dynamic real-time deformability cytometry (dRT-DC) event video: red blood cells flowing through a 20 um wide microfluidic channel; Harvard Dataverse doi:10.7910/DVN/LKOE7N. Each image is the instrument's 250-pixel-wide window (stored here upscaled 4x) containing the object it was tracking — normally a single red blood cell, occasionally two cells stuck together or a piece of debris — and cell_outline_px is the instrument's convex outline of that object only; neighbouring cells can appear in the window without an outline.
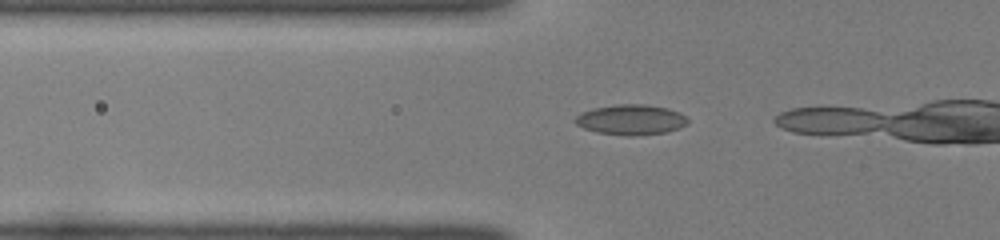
{"species": "common noctule bat (a hibernating species)", "species_latin": "Nyctalus noctula", "temperature_condition": "room temperature", "stored_images_in_passage": 17, "camera_frame_rate_fps": 3000, "um_per_image_px": 0.085, "animal": {"sex": "female", "body_mass_g": 22.0, "forearm_length_mm": 56.7}, "frame": {"image": 1, "passage_image": 15, "time_ms": 4.667, "image_size_px": [1000, 240], "cell_outline_px": [[688, 124], [680, 128], [668, 132], [632, 136], [596, 132], [584, 128], [576, 124], [572, 120], [580, 112], [592, 108], [616, 104], [644, 104], [668, 108], [680, 112], [688, 120]], "centroid_in_image_um": [53.62, 10.17], "position_along_channel_um": 72.2, "area_um2": 20.06}}